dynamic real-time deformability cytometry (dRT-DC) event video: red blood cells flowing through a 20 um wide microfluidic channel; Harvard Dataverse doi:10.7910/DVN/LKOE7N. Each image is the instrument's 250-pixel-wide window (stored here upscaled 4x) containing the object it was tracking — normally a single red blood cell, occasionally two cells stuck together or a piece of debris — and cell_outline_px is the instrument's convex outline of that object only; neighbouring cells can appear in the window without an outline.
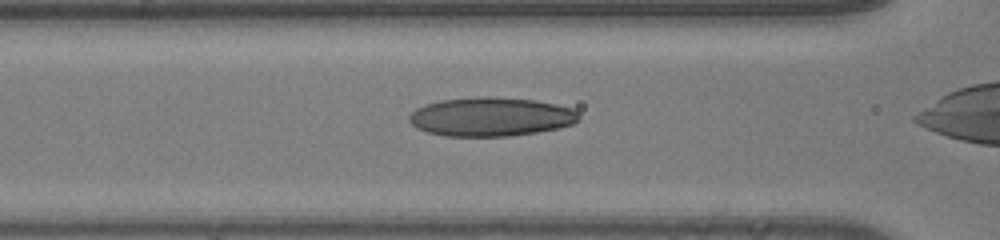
{"species": "human", "species_latin": "Homo sapiens", "temperature_condition": "room temperature", "stored_images_in_passage": 46, "camera_frame_rate_fps": 3000, "um_per_image_px": 0.085, "donor": {"sex": "male"}, "frame": {"image": 1, "passage_image": 25, "time_ms": 8.0, "image_size_px": [1000, 240], "cell_outline_px": [[580, 120], [572, 124], [560, 128], [512, 136], [444, 136], [428, 132], [416, 128], [408, 120], [408, 116], [416, 108], [424, 104], [440, 100], [476, 96], [488, 96], [536, 100], [556, 104], [572, 108], [580, 116]], "centroid_in_image_um": [41.71, 9.92], "position_along_channel_um": 124.9, "area_um2": 38.84}}
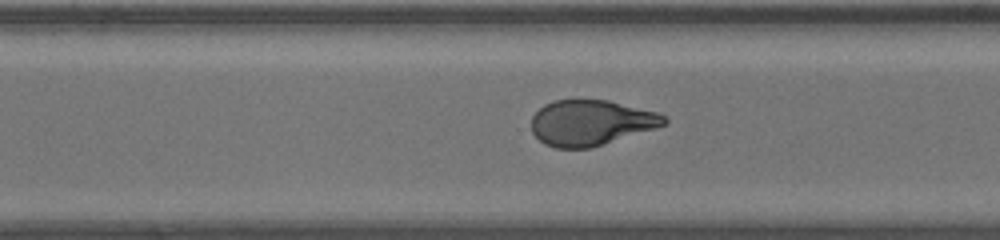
{"frame": {"image": 2, "passage_image": 39, "time_ms": 12.667, "image_size_px": [1000, 240], "cell_outline_px": [[668, 124], [592, 148], [556, 148], [544, 144], [532, 132], [532, 116], [544, 104], [556, 100], [608, 100], [660, 112], [668, 120]], "centroid_in_image_um": [50.26, 10.43], "position_along_channel_um": 320.3, "area_um2": 35.32}}
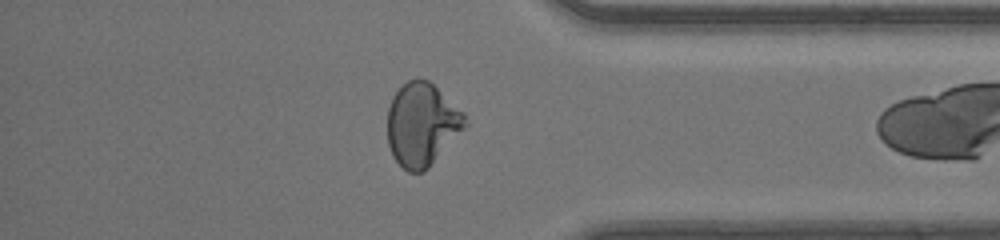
{"frame": {"image": 3, "passage_image": 45, "time_ms": 14.667, "image_size_px": [1000, 240], "cell_outline_px": [[468, 124], [428, 168], [424, 172], [408, 172], [392, 156], [388, 144], [388, 108], [392, 96], [408, 80], [428, 80], [464, 112], [468, 120]], "centroid_in_image_um": [35.86, 10.59], "position_along_channel_um": 399.3, "area_um2": 37.28}}